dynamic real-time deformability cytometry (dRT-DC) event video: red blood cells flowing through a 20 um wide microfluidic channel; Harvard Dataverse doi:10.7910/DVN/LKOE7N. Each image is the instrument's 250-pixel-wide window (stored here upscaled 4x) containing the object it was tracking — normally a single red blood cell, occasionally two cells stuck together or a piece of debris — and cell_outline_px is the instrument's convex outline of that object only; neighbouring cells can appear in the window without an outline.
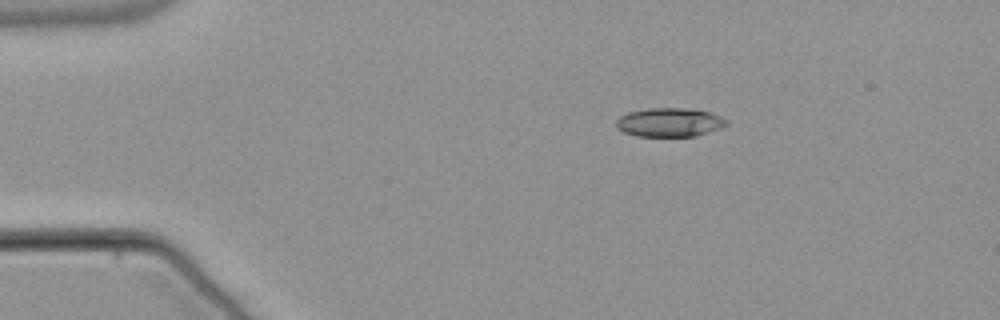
{"species": "common noctule bat (a hibernating species)", "species_latin": "Nyctalus noctula", "temperature_condition": "warm", "stored_images_in_passage": 45, "camera_frame_rate_fps": 3000, "um_per_image_px": 0.085, "animal": {"sex": "male", "body_mass_g": 21.5, "forearm_length_mm": 52.0}, "frame": {"image": 1, "passage_image": 1, "time_ms": 0.0, "image_size_px": [1000, 320], "cell_outline_px": [[728, 124], [720, 128], [692, 136], [636, 136], [624, 132], [616, 128], [616, 120], [620, 116], [628, 112], [648, 108], [688, 108], [708, 112], [720, 116], [728, 120]], "centroid_in_image_um": [56.87, 10.39], "position_along_channel_um": 28.1, "area_um2": 18.44}}
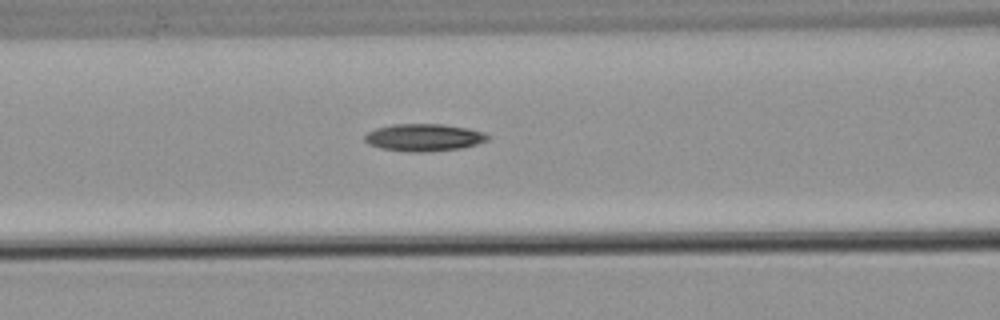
{"frame": {"image": 2, "passage_image": 14, "time_ms": 4.333, "image_size_px": [1000, 320], "cell_outline_px": [[488, 140], [476, 144], [460, 148], [424, 152], [408, 152], [380, 148], [368, 144], [364, 140], [364, 136], [368, 132], [376, 128], [392, 124], [444, 124], [468, 128], [484, 132], [488, 136]], "centroid_in_image_um": [36.0, 11.68], "position_along_channel_um": 130.6, "area_um2": 19.59}}
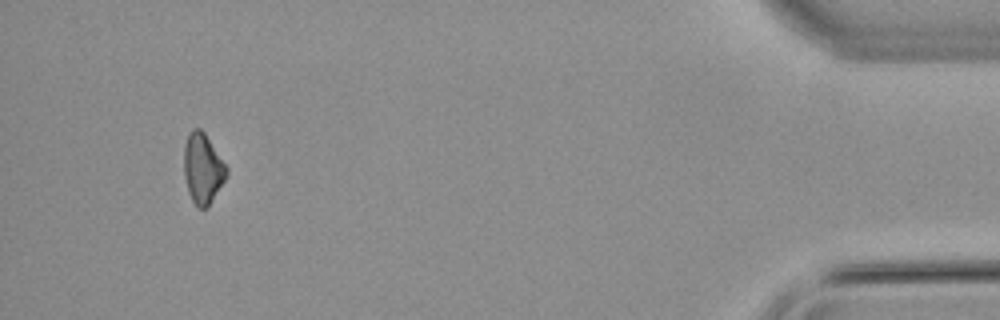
{"frame": {"image": 3, "passage_image": 42, "time_ms": 13.667, "image_size_px": [1000, 320], "cell_outline_px": [[228, 176], [208, 208], [196, 208], [188, 192], [184, 176], [184, 148], [188, 132], [192, 128], [200, 128], [204, 132], [228, 168]], "centroid_in_image_um": [17.24, 14.35], "position_along_channel_um": 418.0, "area_um2": 17.69}}